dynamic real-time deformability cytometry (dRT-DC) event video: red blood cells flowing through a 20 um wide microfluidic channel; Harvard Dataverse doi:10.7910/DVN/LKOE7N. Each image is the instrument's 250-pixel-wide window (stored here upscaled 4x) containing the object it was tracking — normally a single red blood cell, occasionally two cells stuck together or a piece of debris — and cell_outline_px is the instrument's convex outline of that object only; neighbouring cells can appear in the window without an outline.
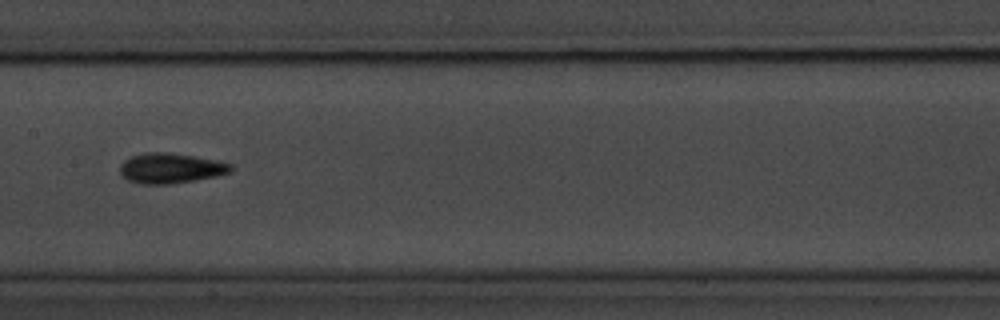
{"species": "common noctule bat (a hibernating species)", "species_latin": "Nyctalus noctula", "temperature_condition": "room temperature", "stored_images_in_passage": 10, "camera_frame_rate_fps": 3000, "um_per_image_px": 0.085, "animal": {"sex": "male", "body_mass_g": 20.1, "forearm_length_mm": 53.5}, "frame": {"image": 1, "passage_image": 9, "time_ms": 9.333, "image_size_px": [1000, 320], "cell_outline_px": [[236, 168], [232, 172], [216, 176], [196, 180], [172, 184], [144, 184], [128, 180], [120, 172], [120, 164], [124, 160], [132, 156], [144, 152], [168, 152], [196, 156], [216, 160], [232, 164]], "centroid_in_image_um": [14.55, 14.29], "position_along_channel_um": 192.8, "area_um2": 19.71}}